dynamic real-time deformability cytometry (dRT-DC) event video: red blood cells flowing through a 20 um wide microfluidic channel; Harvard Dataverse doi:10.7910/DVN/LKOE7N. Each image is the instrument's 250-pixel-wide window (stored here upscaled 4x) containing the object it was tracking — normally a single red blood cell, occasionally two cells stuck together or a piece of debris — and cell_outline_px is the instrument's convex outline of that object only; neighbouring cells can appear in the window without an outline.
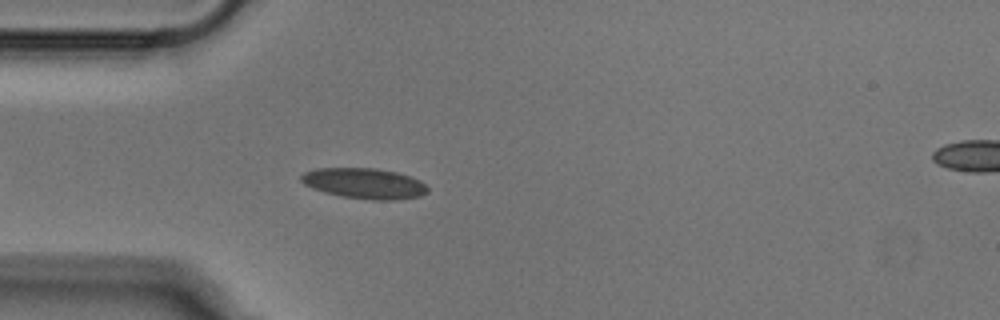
{"species": "Egyptian fruit bat (a non-hibernating species)", "species_latin": "Rousettus aegyptiacus", "temperature_condition": "cold", "stored_images_in_passage": 23, "camera_frame_rate_fps": 3000, "um_per_image_px": 0.085, "animal": {"sex": "male"}, "frame": {"image": 1, "passage_image": 7, "time_ms": 2.0, "image_size_px": [1000, 320], "cell_outline_px": [[428, 192], [420, 196], [396, 200], [372, 200], [344, 196], [324, 192], [312, 188], [304, 184], [300, 180], [300, 176], [304, 172], [316, 168], [376, 168], [396, 172], [412, 176], [420, 180], [428, 188]], "centroid_in_image_um": [30.98, 15.58], "position_along_channel_um": 54.0, "area_um2": 22.6}}
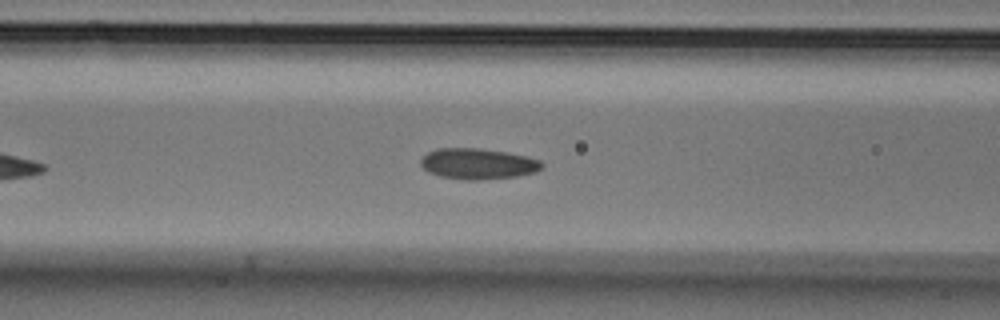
{"frame": {"image": 2, "passage_image": 13, "time_ms": 4.0, "image_size_px": [1000, 320], "cell_outline_px": [[544, 168], [536, 172], [516, 176], [480, 180], [464, 180], [440, 176], [428, 172], [420, 164], [420, 160], [428, 152], [436, 148], [480, 148], [508, 152], [528, 156], [540, 160], [544, 164]], "centroid_in_image_um": [40.65, 13.92], "position_along_channel_um": 125.9, "area_um2": 22.02}}
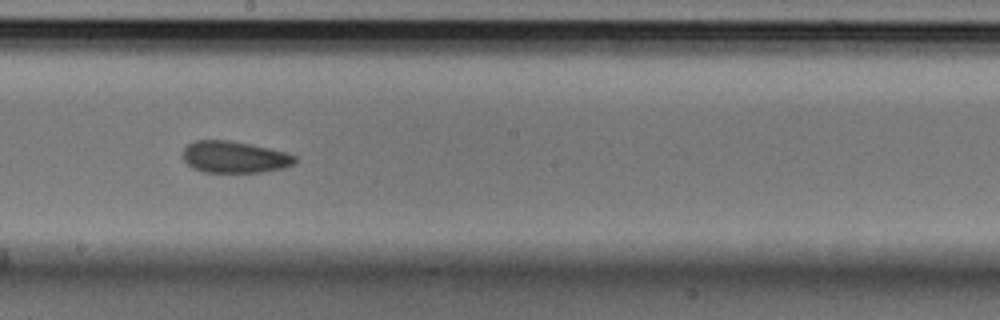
{"frame": {"image": 3, "passage_image": 21, "time_ms": 6.667, "image_size_px": [1000, 320], "cell_outline_px": [[296, 164], [284, 168], [260, 172], [204, 172], [192, 168], [184, 160], [184, 148], [188, 144], [196, 140], [228, 140], [268, 148], [284, 152], [296, 156]], "centroid_in_image_um": [19.94, 13.36], "position_along_channel_um": 228.3, "area_um2": 20.58}}